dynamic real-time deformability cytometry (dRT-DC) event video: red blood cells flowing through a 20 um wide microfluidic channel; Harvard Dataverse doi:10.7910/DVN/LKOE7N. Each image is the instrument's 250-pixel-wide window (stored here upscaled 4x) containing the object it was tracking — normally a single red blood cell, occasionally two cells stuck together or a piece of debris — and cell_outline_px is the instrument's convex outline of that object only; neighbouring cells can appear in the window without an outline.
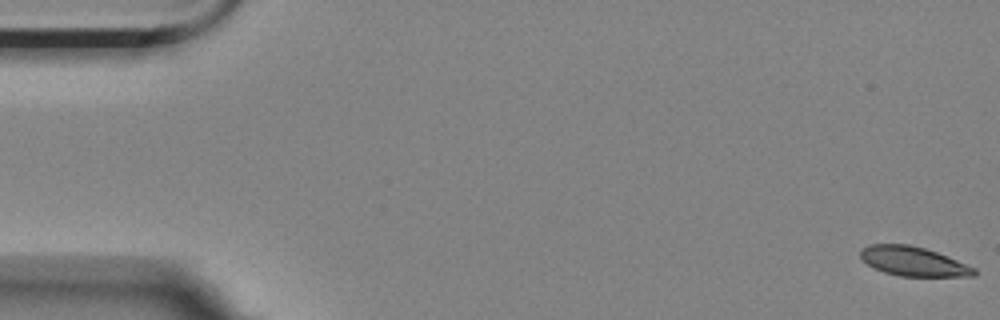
{"species": "Egyptian fruit bat (a non-hibernating species)", "species_latin": "Rousettus aegyptiacus", "temperature_condition": "room temperature", "stored_images_in_passage": 3, "camera_frame_rate_fps": 3000, "um_per_image_px": 0.085, "animal": {"sex": "female"}, "frame": {"image": 1, "passage_image": 1, "time_ms": 0.0, "image_size_px": [1000, 320], "cell_outline_px": [[976, 276], [900, 276], [884, 272], [868, 264], [860, 256], [860, 248], [868, 244], [908, 244], [924, 248], [936, 252], [976, 268]], "centroid_in_image_um": [77.61, 22.21], "position_along_channel_um": 7.4, "area_um2": 19.25}}